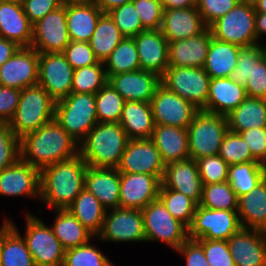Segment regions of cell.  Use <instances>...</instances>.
<instances>
[{"label": "cell", "mask_w": 266, "mask_h": 266, "mask_svg": "<svg viewBox=\"0 0 266 266\" xmlns=\"http://www.w3.org/2000/svg\"><path fill=\"white\" fill-rule=\"evenodd\" d=\"M203 185L228 181L229 165L218 155L196 160Z\"/></svg>", "instance_id": "48"}, {"label": "cell", "mask_w": 266, "mask_h": 266, "mask_svg": "<svg viewBox=\"0 0 266 266\" xmlns=\"http://www.w3.org/2000/svg\"><path fill=\"white\" fill-rule=\"evenodd\" d=\"M55 104L56 101L38 84L22 89L17 110L9 122L16 137L20 139L55 119Z\"/></svg>", "instance_id": "4"}, {"label": "cell", "mask_w": 266, "mask_h": 266, "mask_svg": "<svg viewBox=\"0 0 266 266\" xmlns=\"http://www.w3.org/2000/svg\"><path fill=\"white\" fill-rule=\"evenodd\" d=\"M66 209L95 237L101 232L106 209L85 188Z\"/></svg>", "instance_id": "36"}, {"label": "cell", "mask_w": 266, "mask_h": 266, "mask_svg": "<svg viewBox=\"0 0 266 266\" xmlns=\"http://www.w3.org/2000/svg\"><path fill=\"white\" fill-rule=\"evenodd\" d=\"M20 48L15 42L0 37V66L8 61Z\"/></svg>", "instance_id": "60"}, {"label": "cell", "mask_w": 266, "mask_h": 266, "mask_svg": "<svg viewBox=\"0 0 266 266\" xmlns=\"http://www.w3.org/2000/svg\"><path fill=\"white\" fill-rule=\"evenodd\" d=\"M264 55L265 50L263 45L255 44L241 47L236 67L230 78L245 87L248 82V77L251 76L252 59H261Z\"/></svg>", "instance_id": "50"}, {"label": "cell", "mask_w": 266, "mask_h": 266, "mask_svg": "<svg viewBox=\"0 0 266 266\" xmlns=\"http://www.w3.org/2000/svg\"><path fill=\"white\" fill-rule=\"evenodd\" d=\"M207 25L197 7L164 10L161 31L167 41L187 39L201 34Z\"/></svg>", "instance_id": "26"}, {"label": "cell", "mask_w": 266, "mask_h": 266, "mask_svg": "<svg viewBox=\"0 0 266 266\" xmlns=\"http://www.w3.org/2000/svg\"><path fill=\"white\" fill-rule=\"evenodd\" d=\"M253 5L256 12L266 13V0H258Z\"/></svg>", "instance_id": "65"}, {"label": "cell", "mask_w": 266, "mask_h": 266, "mask_svg": "<svg viewBox=\"0 0 266 266\" xmlns=\"http://www.w3.org/2000/svg\"><path fill=\"white\" fill-rule=\"evenodd\" d=\"M0 195L40 199V170L19 159L0 172Z\"/></svg>", "instance_id": "19"}, {"label": "cell", "mask_w": 266, "mask_h": 266, "mask_svg": "<svg viewBox=\"0 0 266 266\" xmlns=\"http://www.w3.org/2000/svg\"><path fill=\"white\" fill-rule=\"evenodd\" d=\"M229 166L249 161H257L251 154L243 138L235 132L228 131L218 154Z\"/></svg>", "instance_id": "46"}, {"label": "cell", "mask_w": 266, "mask_h": 266, "mask_svg": "<svg viewBox=\"0 0 266 266\" xmlns=\"http://www.w3.org/2000/svg\"><path fill=\"white\" fill-rule=\"evenodd\" d=\"M145 30L161 29L163 6L160 0H132Z\"/></svg>", "instance_id": "51"}, {"label": "cell", "mask_w": 266, "mask_h": 266, "mask_svg": "<svg viewBox=\"0 0 266 266\" xmlns=\"http://www.w3.org/2000/svg\"><path fill=\"white\" fill-rule=\"evenodd\" d=\"M242 228L237 211L214 210L197 205L188 227L190 239L223 240Z\"/></svg>", "instance_id": "11"}, {"label": "cell", "mask_w": 266, "mask_h": 266, "mask_svg": "<svg viewBox=\"0 0 266 266\" xmlns=\"http://www.w3.org/2000/svg\"><path fill=\"white\" fill-rule=\"evenodd\" d=\"M52 230L65 250L84 245L95 238L67 209H54Z\"/></svg>", "instance_id": "37"}, {"label": "cell", "mask_w": 266, "mask_h": 266, "mask_svg": "<svg viewBox=\"0 0 266 266\" xmlns=\"http://www.w3.org/2000/svg\"><path fill=\"white\" fill-rule=\"evenodd\" d=\"M79 143L56 119L20 138V159L42 170L57 162L76 157Z\"/></svg>", "instance_id": "1"}, {"label": "cell", "mask_w": 266, "mask_h": 266, "mask_svg": "<svg viewBox=\"0 0 266 266\" xmlns=\"http://www.w3.org/2000/svg\"><path fill=\"white\" fill-rule=\"evenodd\" d=\"M130 1L132 0H93V2L102 10L103 13H107L111 9Z\"/></svg>", "instance_id": "62"}, {"label": "cell", "mask_w": 266, "mask_h": 266, "mask_svg": "<svg viewBox=\"0 0 266 266\" xmlns=\"http://www.w3.org/2000/svg\"><path fill=\"white\" fill-rule=\"evenodd\" d=\"M212 31L207 27L201 34L169 43L168 67H204Z\"/></svg>", "instance_id": "24"}, {"label": "cell", "mask_w": 266, "mask_h": 266, "mask_svg": "<svg viewBox=\"0 0 266 266\" xmlns=\"http://www.w3.org/2000/svg\"><path fill=\"white\" fill-rule=\"evenodd\" d=\"M158 198L174 218L184 223L187 227L190 226L197 207V204L191 198L181 192L166 189L162 186L159 188Z\"/></svg>", "instance_id": "44"}, {"label": "cell", "mask_w": 266, "mask_h": 266, "mask_svg": "<svg viewBox=\"0 0 266 266\" xmlns=\"http://www.w3.org/2000/svg\"><path fill=\"white\" fill-rule=\"evenodd\" d=\"M32 26L21 1L0 2V37L20 47H31Z\"/></svg>", "instance_id": "27"}, {"label": "cell", "mask_w": 266, "mask_h": 266, "mask_svg": "<svg viewBox=\"0 0 266 266\" xmlns=\"http://www.w3.org/2000/svg\"><path fill=\"white\" fill-rule=\"evenodd\" d=\"M21 90L0 85V121L10 122L15 115Z\"/></svg>", "instance_id": "58"}, {"label": "cell", "mask_w": 266, "mask_h": 266, "mask_svg": "<svg viewBox=\"0 0 266 266\" xmlns=\"http://www.w3.org/2000/svg\"><path fill=\"white\" fill-rule=\"evenodd\" d=\"M20 159V139L8 122L0 121V172Z\"/></svg>", "instance_id": "49"}, {"label": "cell", "mask_w": 266, "mask_h": 266, "mask_svg": "<svg viewBox=\"0 0 266 266\" xmlns=\"http://www.w3.org/2000/svg\"><path fill=\"white\" fill-rule=\"evenodd\" d=\"M240 1H243L245 3H249V4H254L256 3L258 0H240Z\"/></svg>", "instance_id": "66"}, {"label": "cell", "mask_w": 266, "mask_h": 266, "mask_svg": "<svg viewBox=\"0 0 266 266\" xmlns=\"http://www.w3.org/2000/svg\"><path fill=\"white\" fill-rule=\"evenodd\" d=\"M240 48L212 37L203 69L210 78L230 77L236 67Z\"/></svg>", "instance_id": "34"}, {"label": "cell", "mask_w": 266, "mask_h": 266, "mask_svg": "<svg viewBox=\"0 0 266 266\" xmlns=\"http://www.w3.org/2000/svg\"><path fill=\"white\" fill-rule=\"evenodd\" d=\"M199 205L214 210L237 211L238 197L228 181L205 184Z\"/></svg>", "instance_id": "41"}, {"label": "cell", "mask_w": 266, "mask_h": 266, "mask_svg": "<svg viewBox=\"0 0 266 266\" xmlns=\"http://www.w3.org/2000/svg\"><path fill=\"white\" fill-rule=\"evenodd\" d=\"M84 188L106 209L119 207L120 172L117 168L88 166Z\"/></svg>", "instance_id": "25"}, {"label": "cell", "mask_w": 266, "mask_h": 266, "mask_svg": "<svg viewBox=\"0 0 266 266\" xmlns=\"http://www.w3.org/2000/svg\"><path fill=\"white\" fill-rule=\"evenodd\" d=\"M69 43L66 6L49 12L32 26L31 47L38 53L63 52Z\"/></svg>", "instance_id": "15"}, {"label": "cell", "mask_w": 266, "mask_h": 266, "mask_svg": "<svg viewBox=\"0 0 266 266\" xmlns=\"http://www.w3.org/2000/svg\"><path fill=\"white\" fill-rule=\"evenodd\" d=\"M55 119L80 143L98 123L95 94L71 92L56 102Z\"/></svg>", "instance_id": "5"}, {"label": "cell", "mask_w": 266, "mask_h": 266, "mask_svg": "<svg viewBox=\"0 0 266 266\" xmlns=\"http://www.w3.org/2000/svg\"><path fill=\"white\" fill-rule=\"evenodd\" d=\"M266 178V165L249 161L229 166L228 183L237 197L251 192Z\"/></svg>", "instance_id": "39"}, {"label": "cell", "mask_w": 266, "mask_h": 266, "mask_svg": "<svg viewBox=\"0 0 266 266\" xmlns=\"http://www.w3.org/2000/svg\"><path fill=\"white\" fill-rule=\"evenodd\" d=\"M228 131L225 115L199 110L187 128L189 158L197 160L219 154L221 143Z\"/></svg>", "instance_id": "6"}, {"label": "cell", "mask_w": 266, "mask_h": 266, "mask_svg": "<svg viewBox=\"0 0 266 266\" xmlns=\"http://www.w3.org/2000/svg\"><path fill=\"white\" fill-rule=\"evenodd\" d=\"M108 83L125 99V101H140L150 103L156 88L161 84L157 74L136 70L111 75Z\"/></svg>", "instance_id": "23"}, {"label": "cell", "mask_w": 266, "mask_h": 266, "mask_svg": "<svg viewBox=\"0 0 266 266\" xmlns=\"http://www.w3.org/2000/svg\"><path fill=\"white\" fill-rule=\"evenodd\" d=\"M119 124L129 139H151L155 124L150 103L126 101Z\"/></svg>", "instance_id": "30"}, {"label": "cell", "mask_w": 266, "mask_h": 266, "mask_svg": "<svg viewBox=\"0 0 266 266\" xmlns=\"http://www.w3.org/2000/svg\"><path fill=\"white\" fill-rule=\"evenodd\" d=\"M151 140L160 152L165 165L189 158L187 128L155 125Z\"/></svg>", "instance_id": "29"}, {"label": "cell", "mask_w": 266, "mask_h": 266, "mask_svg": "<svg viewBox=\"0 0 266 266\" xmlns=\"http://www.w3.org/2000/svg\"><path fill=\"white\" fill-rule=\"evenodd\" d=\"M141 70L162 77L168 68L169 42L160 29L144 30L133 37Z\"/></svg>", "instance_id": "22"}, {"label": "cell", "mask_w": 266, "mask_h": 266, "mask_svg": "<svg viewBox=\"0 0 266 266\" xmlns=\"http://www.w3.org/2000/svg\"><path fill=\"white\" fill-rule=\"evenodd\" d=\"M247 97L266 99V54L252 59L251 76L245 86Z\"/></svg>", "instance_id": "55"}, {"label": "cell", "mask_w": 266, "mask_h": 266, "mask_svg": "<svg viewBox=\"0 0 266 266\" xmlns=\"http://www.w3.org/2000/svg\"><path fill=\"white\" fill-rule=\"evenodd\" d=\"M209 266H235L227 241L198 239Z\"/></svg>", "instance_id": "52"}, {"label": "cell", "mask_w": 266, "mask_h": 266, "mask_svg": "<svg viewBox=\"0 0 266 266\" xmlns=\"http://www.w3.org/2000/svg\"><path fill=\"white\" fill-rule=\"evenodd\" d=\"M88 165L78 154L40 171V200L49 208L66 209L84 189Z\"/></svg>", "instance_id": "2"}, {"label": "cell", "mask_w": 266, "mask_h": 266, "mask_svg": "<svg viewBox=\"0 0 266 266\" xmlns=\"http://www.w3.org/2000/svg\"><path fill=\"white\" fill-rule=\"evenodd\" d=\"M161 186L181 192L199 205L202 198L203 183L196 160L188 158L166 164Z\"/></svg>", "instance_id": "21"}, {"label": "cell", "mask_w": 266, "mask_h": 266, "mask_svg": "<svg viewBox=\"0 0 266 266\" xmlns=\"http://www.w3.org/2000/svg\"><path fill=\"white\" fill-rule=\"evenodd\" d=\"M92 241L74 248L65 250L62 266H112L108 257L101 250L91 244Z\"/></svg>", "instance_id": "45"}, {"label": "cell", "mask_w": 266, "mask_h": 266, "mask_svg": "<svg viewBox=\"0 0 266 266\" xmlns=\"http://www.w3.org/2000/svg\"><path fill=\"white\" fill-rule=\"evenodd\" d=\"M129 141L119 122H98L79 143L88 166L117 168Z\"/></svg>", "instance_id": "3"}, {"label": "cell", "mask_w": 266, "mask_h": 266, "mask_svg": "<svg viewBox=\"0 0 266 266\" xmlns=\"http://www.w3.org/2000/svg\"><path fill=\"white\" fill-rule=\"evenodd\" d=\"M237 213L242 228L266 230V178L251 192L238 197Z\"/></svg>", "instance_id": "31"}, {"label": "cell", "mask_w": 266, "mask_h": 266, "mask_svg": "<svg viewBox=\"0 0 266 266\" xmlns=\"http://www.w3.org/2000/svg\"><path fill=\"white\" fill-rule=\"evenodd\" d=\"M146 241L162 242L175 251L189 238L188 227L174 218L158 198L142 209Z\"/></svg>", "instance_id": "8"}, {"label": "cell", "mask_w": 266, "mask_h": 266, "mask_svg": "<svg viewBox=\"0 0 266 266\" xmlns=\"http://www.w3.org/2000/svg\"><path fill=\"white\" fill-rule=\"evenodd\" d=\"M62 53L74 70L99 62L89 42L70 41Z\"/></svg>", "instance_id": "53"}, {"label": "cell", "mask_w": 266, "mask_h": 266, "mask_svg": "<svg viewBox=\"0 0 266 266\" xmlns=\"http://www.w3.org/2000/svg\"><path fill=\"white\" fill-rule=\"evenodd\" d=\"M165 166L151 139H129L117 169L120 173L155 175L162 180Z\"/></svg>", "instance_id": "16"}, {"label": "cell", "mask_w": 266, "mask_h": 266, "mask_svg": "<svg viewBox=\"0 0 266 266\" xmlns=\"http://www.w3.org/2000/svg\"><path fill=\"white\" fill-rule=\"evenodd\" d=\"M97 237L108 242L146 241L142 210L117 207L106 210Z\"/></svg>", "instance_id": "12"}, {"label": "cell", "mask_w": 266, "mask_h": 266, "mask_svg": "<svg viewBox=\"0 0 266 266\" xmlns=\"http://www.w3.org/2000/svg\"><path fill=\"white\" fill-rule=\"evenodd\" d=\"M39 53L32 47H20L0 66V85L20 90L38 84Z\"/></svg>", "instance_id": "17"}, {"label": "cell", "mask_w": 266, "mask_h": 266, "mask_svg": "<svg viewBox=\"0 0 266 266\" xmlns=\"http://www.w3.org/2000/svg\"><path fill=\"white\" fill-rule=\"evenodd\" d=\"M13 2V1H21V0H0V2Z\"/></svg>", "instance_id": "67"}, {"label": "cell", "mask_w": 266, "mask_h": 266, "mask_svg": "<svg viewBox=\"0 0 266 266\" xmlns=\"http://www.w3.org/2000/svg\"><path fill=\"white\" fill-rule=\"evenodd\" d=\"M246 98L245 87L230 77L211 78L207 104L202 110L226 116Z\"/></svg>", "instance_id": "28"}, {"label": "cell", "mask_w": 266, "mask_h": 266, "mask_svg": "<svg viewBox=\"0 0 266 266\" xmlns=\"http://www.w3.org/2000/svg\"><path fill=\"white\" fill-rule=\"evenodd\" d=\"M0 266H3V265H2V257H1V252H0Z\"/></svg>", "instance_id": "68"}, {"label": "cell", "mask_w": 266, "mask_h": 266, "mask_svg": "<svg viewBox=\"0 0 266 266\" xmlns=\"http://www.w3.org/2000/svg\"><path fill=\"white\" fill-rule=\"evenodd\" d=\"M107 82L104 62L99 61L74 70L71 92L96 94Z\"/></svg>", "instance_id": "42"}, {"label": "cell", "mask_w": 266, "mask_h": 266, "mask_svg": "<svg viewBox=\"0 0 266 266\" xmlns=\"http://www.w3.org/2000/svg\"><path fill=\"white\" fill-rule=\"evenodd\" d=\"M210 80L202 67H168L161 84L202 110L207 104Z\"/></svg>", "instance_id": "10"}, {"label": "cell", "mask_w": 266, "mask_h": 266, "mask_svg": "<svg viewBox=\"0 0 266 266\" xmlns=\"http://www.w3.org/2000/svg\"><path fill=\"white\" fill-rule=\"evenodd\" d=\"M161 180L155 175L120 173L119 207L142 210L158 199Z\"/></svg>", "instance_id": "18"}, {"label": "cell", "mask_w": 266, "mask_h": 266, "mask_svg": "<svg viewBox=\"0 0 266 266\" xmlns=\"http://www.w3.org/2000/svg\"><path fill=\"white\" fill-rule=\"evenodd\" d=\"M240 0H196V7L204 23L210 27L231 11Z\"/></svg>", "instance_id": "54"}, {"label": "cell", "mask_w": 266, "mask_h": 266, "mask_svg": "<svg viewBox=\"0 0 266 266\" xmlns=\"http://www.w3.org/2000/svg\"><path fill=\"white\" fill-rule=\"evenodd\" d=\"M249 147L252 156L266 165V127L251 128L238 133Z\"/></svg>", "instance_id": "56"}, {"label": "cell", "mask_w": 266, "mask_h": 266, "mask_svg": "<svg viewBox=\"0 0 266 266\" xmlns=\"http://www.w3.org/2000/svg\"><path fill=\"white\" fill-rule=\"evenodd\" d=\"M124 38L110 15L103 13L98 19L89 44L95 57L104 62Z\"/></svg>", "instance_id": "38"}, {"label": "cell", "mask_w": 266, "mask_h": 266, "mask_svg": "<svg viewBox=\"0 0 266 266\" xmlns=\"http://www.w3.org/2000/svg\"><path fill=\"white\" fill-rule=\"evenodd\" d=\"M255 30H256L257 41H259L260 36L263 33L266 34V13L256 12Z\"/></svg>", "instance_id": "63"}, {"label": "cell", "mask_w": 266, "mask_h": 266, "mask_svg": "<svg viewBox=\"0 0 266 266\" xmlns=\"http://www.w3.org/2000/svg\"><path fill=\"white\" fill-rule=\"evenodd\" d=\"M107 77L141 69L133 37H125L104 61Z\"/></svg>", "instance_id": "40"}, {"label": "cell", "mask_w": 266, "mask_h": 266, "mask_svg": "<svg viewBox=\"0 0 266 266\" xmlns=\"http://www.w3.org/2000/svg\"><path fill=\"white\" fill-rule=\"evenodd\" d=\"M0 227V252L3 266H35L26 243L11 220L5 219Z\"/></svg>", "instance_id": "33"}, {"label": "cell", "mask_w": 266, "mask_h": 266, "mask_svg": "<svg viewBox=\"0 0 266 266\" xmlns=\"http://www.w3.org/2000/svg\"><path fill=\"white\" fill-rule=\"evenodd\" d=\"M125 102V99L107 82L95 94L98 122H119Z\"/></svg>", "instance_id": "43"}, {"label": "cell", "mask_w": 266, "mask_h": 266, "mask_svg": "<svg viewBox=\"0 0 266 266\" xmlns=\"http://www.w3.org/2000/svg\"><path fill=\"white\" fill-rule=\"evenodd\" d=\"M256 11L253 4L239 1L226 15L209 28L215 39L240 47L259 44L255 30Z\"/></svg>", "instance_id": "7"}, {"label": "cell", "mask_w": 266, "mask_h": 266, "mask_svg": "<svg viewBox=\"0 0 266 266\" xmlns=\"http://www.w3.org/2000/svg\"><path fill=\"white\" fill-rule=\"evenodd\" d=\"M102 10L92 1L66 6V24L70 41L89 42Z\"/></svg>", "instance_id": "32"}, {"label": "cell", "mask_w": 266, "mask_h": 266, "mask_svg": "<svg viewBox=\"0 0 266 266\" xmlns=\"http://www.w3.org/2000/svg\"><path fill=\"white\" fill-rule=\"evenodd\" d=\"M164 10L185 9L196 6V0H160Z\"/></svg>", "instance_id": "61"}, {"label": "cell", "mask_w": 266, "mask_h": 266, "mask_svg": "<svg viewBox=\"0 0 266 266\" xmlns=\"http://www.w3.org/2000/svg\"><path fill=\"white\" fill-rule=\"evenodd\" d=\"M74 69L62 52L39 53L38 85L57 102L71 93Z\"/></svg>", "instance_id": "14"}, {"label": "cell", "mask_w": 266, "mask_h": 266, "mask_svg": "<svg viewBox=\"0 0 266 266\" xmlns=\"http://www.w3.org/2000/svg\"><path fill=\"white\" fill-rule=\"evenodd\" d=\"M175 252L186 259V266H209L203 246L195 239L188 238Z\"/></svg>", "instance_id": "59"}, {"label": "cell", "mask_w": 266, "mask_h": 266, "mask_svg": "<svg viewBox=\"0 0 266 266\" xmlns=\"http://www.w3.org/2000/svg\"><path fill=\"white\" fill-rule=\"evenodd\" d=\"M21 4L32 25L61 6L59 0H21Z\"/></svg>", "instance_id": "57"}, {"label": "cell", "mask_w": 266, "mask_h": 266, "mask_svg": "<svg viewBox=\"0 0 266 266\" xmlns=\"http://www.w3.org/2000/svg\"><path fill=\"white\" fill-rule=\"evenodd\" d=\"M93 0H59L60 4L63 6L86 4L92 2Z\"/></svg>", "instance_id": "64"}, {"label": "cell", "mask_w": 266, "mask_h": 266, "mask_svg": "<svg viewBox=\"0 0 266 266\" xmlns=\"http://www.w3.org/2000/svg\"><path fill=\"white\" fill-rule=\"evenodd\" d=\"M227 117L230 131L239 133L251 128L266 127V99L247 97Z\"/></svg>", "instance_id": "35"}, {"label": "cell", "mask_w": 266, "mask_h": 266, "mask_svg": "<svg viewBox=\"0 0 266 266\" xmlns=\"http://www.w3.org/2000/svg\"><path fill=\"white\" fill-rule=\"evenodd\" d=\"M235 266H266V233L241 228L227 240Z\"/></svg>", "instance_id": "20"}, {"label": "cell", "mask_w": 266, "mask_h": 266, "mask_svg": "<svg viewBox=\"0 0 266 266\" xmlns=\"http://www.w3.org/2000/svg\"><path fill=\"white\" fill-rule=\"evenodd\" d=\"M107 13L124 37H134L145 30L133 1L117 6Z\"/></svg>", "instance_id": "47"}, {"label": "cell", "mask_w": 266, "mask_h": 266, "mask_svg": "<svg viewBox=\"0 0 266 266\" xmlns=\"http://www.w3.org/2000/svg\"><path fill=\"white\" fill-rule=\"evenodd\" d=\"M155 125L188 128L199 111L191 102L160 84L150 102Z\"/></svg>", "instance_id": "13"}, {"label": "cell", "mask_w": 266, "mask_h": 266, "mask_svg": "<svg viewBox=\"0 0 266 266\" xmlns=\"http://www.w3.org/2000/svg\"><path fill=\"white\" fill-rule=\"evenodd\" d=\"M26 232L23 237L35 266H62L65 249L55 236L52 227L34 214L26 215Z\"/></svg>", "instance_id": "9"}]
</instances>
